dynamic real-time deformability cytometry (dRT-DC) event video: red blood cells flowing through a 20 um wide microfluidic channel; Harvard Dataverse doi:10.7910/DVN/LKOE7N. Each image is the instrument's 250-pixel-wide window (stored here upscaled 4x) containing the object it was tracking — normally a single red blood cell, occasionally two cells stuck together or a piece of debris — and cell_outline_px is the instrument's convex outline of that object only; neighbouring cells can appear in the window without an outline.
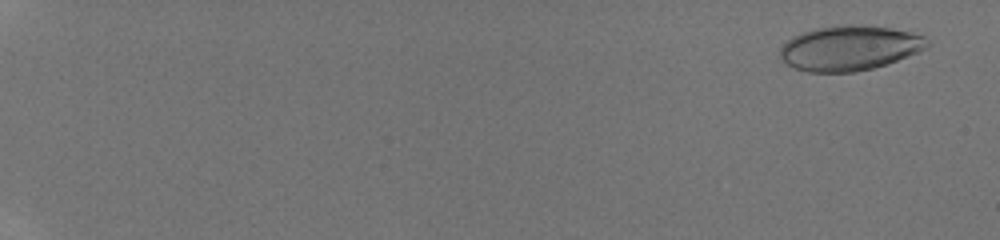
{"species": "human", "species_latin": "Homo sapiens", "temperature_condition": "room temperature", "stored_images_in_passage": 48, "camera_frame_rate_fps": 3000, "um_per_image_px": 0.085, "donor": {"sex": "male"}, "frame": {"image": 1, "passage_image": 3, "time_ms": 0.667, "image_size_px": [1000, 240], "cell_outline_px": [[928, 48], [896, 60], [872, 68], [852, 72], [808, 72], [796, 68], [788, 64], [780, 56], [780, 48], [792, 36], [800, 32], [816, 28], [840, 24], [860, 24], [892, 28], [924, 36], [928, 40]], "centroid_in_image_um": [72.19, 4.06], "position_along_channel_um": 12.8, "area_um2": 38.38}}
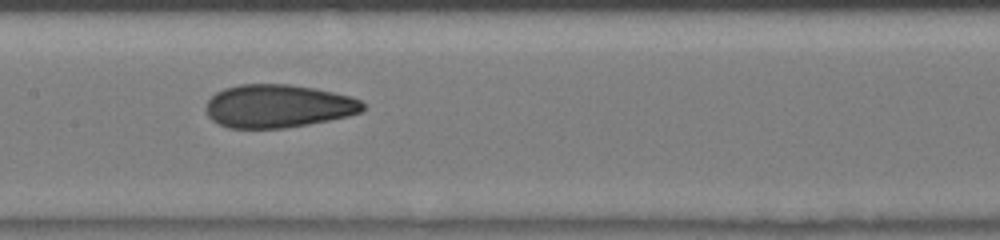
{"frame": {"image": 2, "passage_image": 28, "time_ms": 9.0, "image_size_px": [1000, 240], "cell_outline_px": [[364, 108], [360, 112], [348, 116], [308, 124], [284, 128], [228, 128], [212, 120], [208, 116], [204, 108], [208, 100], [216, 92], [224, 88], [240, 84], [288, 84], [316, 88], [352, 96], [360, 100], [364, 104]], "centroid_in_image_um": [23.62, 9.01], "position_along_channel_um": 183.8, "area_um2": 39.59}}
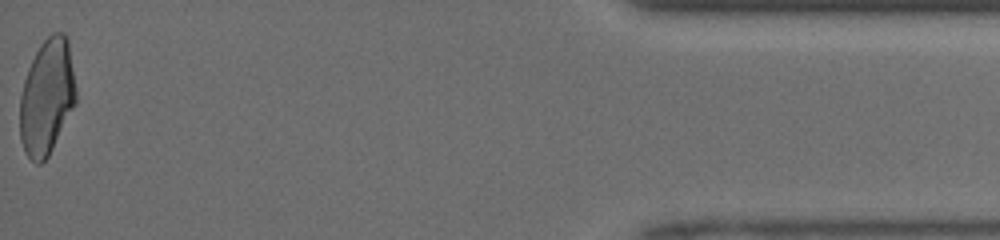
{"frame": {"image": 3, "passage_image": 48, "time_ms": 15.667, "image_size_px": [1000, 240], "cell_outline_px": [[76, 104], [48, 156], [40, 164], [36, 164], [24, 152], [20, 140], [20, 96], [24, 80], [28, 68], [40, 44], [52, 32], [64, 32], [68, 40], [76, 88]], "centroid_in_image_um": [3.99, 8.24], "position_along_channel_um": 431.2, "area_um2": 37.86}}